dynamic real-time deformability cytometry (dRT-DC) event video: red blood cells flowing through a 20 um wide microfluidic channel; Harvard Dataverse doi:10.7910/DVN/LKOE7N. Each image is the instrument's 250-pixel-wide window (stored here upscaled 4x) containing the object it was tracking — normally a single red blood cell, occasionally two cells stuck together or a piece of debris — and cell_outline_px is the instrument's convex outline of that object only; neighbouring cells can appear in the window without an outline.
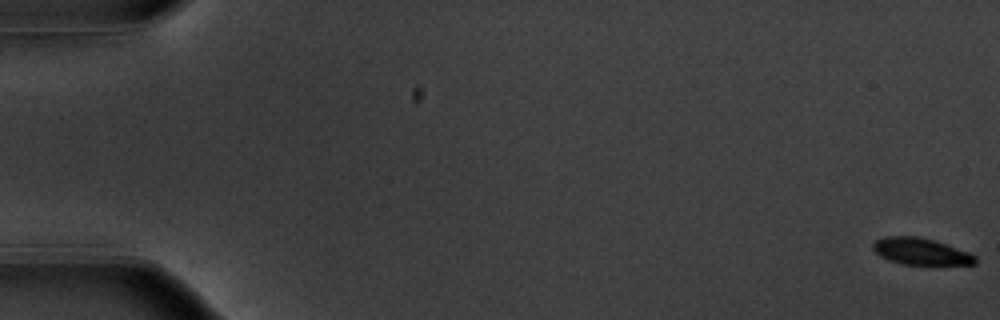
{"species": "common noctule bat (a hibernating species)", "species_latin": "Nyctalus noctula", "temperature_condition": "warm", "stored_images_in_passage": 56, "camera_frame_rate_fps": 3000, "um_per_image_px": 0.085, "animal": {"sex": "male", "body_mass_g": 20.1, "forearm_length_mm": 53.5}, "frame": {"image": 1, "passage_image": 1, "time_ms": 0.0, "image_size_px": [1000, 320], "cell_outline_px": [[976, 264], [900, 264], [888, 260], [880, 256], [872, 248], [872, 244], [876, 240], [884, 236], [916, 236], [932, 240], [968, 252], [976, 256]], "centroid_in_image_um": [78.21, 21.37], "position_along_channel_um": 6.8, "area_um2": 15.66}}
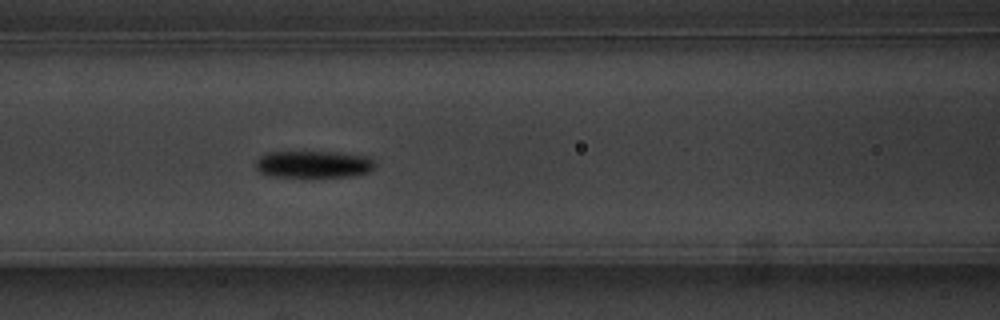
{"frame": {"image": 2, "passage_image": 25, "time_ms": 8.0, "image_size_px": [1000, 320], "cell_outline_px": [[376, 168], [368, 172], [352, 176], [312, 180], [304, 180], [268, 176], [260, 172], [256, 168], [256, 160], [260, 156], [268, 152], [340, 152], [368, 156], [376, 164]], "centroid_in_image_um": [26.65, 14.03], "position_along_channel_um": 140.0, "area_um2": 20.11}}
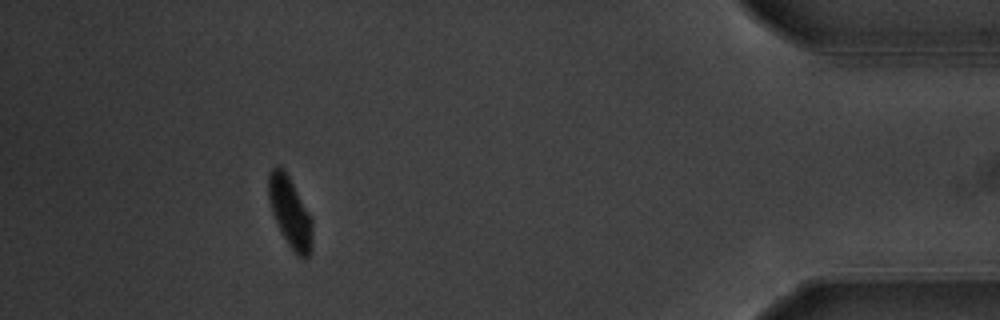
{"frame": {"image": 3, "passage_image": 51, "time_ms": 16.667, "image_size_px": [1000, 320], "cell_outline_px": [[312, 252], [304, 260], [296, 256], [280, 232], [272, 212], [268, 200], [268, 172], [276, 164], [288, 176], [312, 216]], "centroid_in_image_um": [24.66, 18.1], "position_along_channel_um": 410.5, "area_um2": 18.26}, "authors_computed_cell_mechanics": {"area_um2": 18.2648, "velocity_mm_per_s": 3.7267, "shape_relaxation_time_tau1_ms": 2.3968, "shape_relaxation_time_tau2_ms": null, "deformation_change_tau1": 0.1432, "deformation_change_tau2": null}}